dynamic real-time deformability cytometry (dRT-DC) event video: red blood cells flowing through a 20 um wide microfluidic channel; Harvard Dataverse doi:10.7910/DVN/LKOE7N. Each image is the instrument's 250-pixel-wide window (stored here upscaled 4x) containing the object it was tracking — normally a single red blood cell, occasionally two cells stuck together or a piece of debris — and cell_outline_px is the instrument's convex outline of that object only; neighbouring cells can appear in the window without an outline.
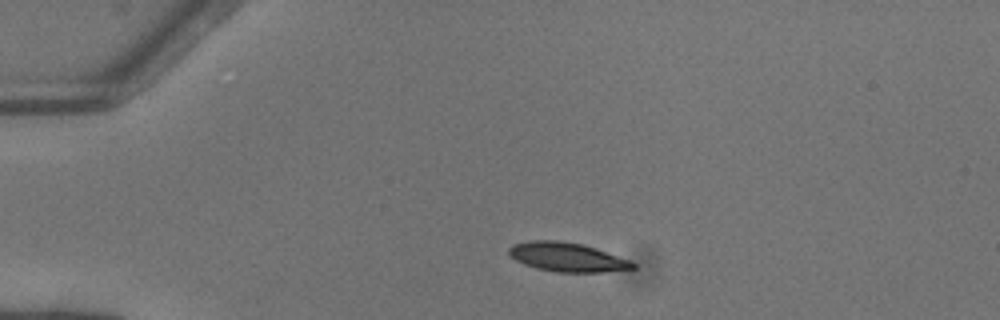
{"species": "common noctule bat (a hibernating species)", "species_latin": "Nyctalus noctula", "temperature_condition": "warm", "stored_images_in_passage": 40, "camera_frame_rate_fps": 3000, "um_per_image_px": 0.085, "animal": {"sex": "female"}, "frame": {"image": 1, "passage_image": 1, "time_ms": 0.0, "image_size_px": [1000, 320], "cell_outline_px": [[636, 268], [604, 272], [556, 272], [536, 268], [524, 264], [508, 256], [508, 248], [512, 244], [532, 240], [556, 240], [580, 244], [596, 248], [632, 260], [636, 264]], "centroid_in_image_um": [48.21, 21.85], "position_along_channel_um": 36.8, "area_um2": 21.15}}
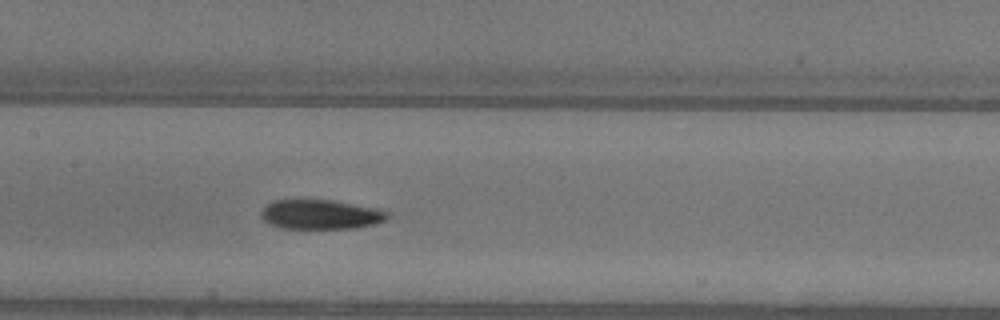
{"frame": {"image": 2, "passage_image": 15, "time_ms": 4.667, "image_size_px": [1000, 320], "cell_outline_px": [[388, 216], [384, 220], [376, 224], [352, 228], [280, 228], [268, 224], [260, 216], [260, 212], [268, 204], [276, 200], [332, 200], [372, 208], [388, 212]], "centroid_in_image_um": [27.19, 18.24], "position_along_channel_um": 180.2, "area_um2": 21.39}}
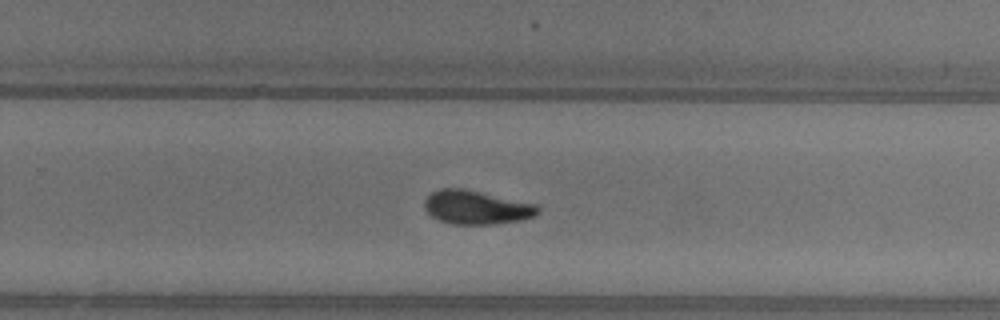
{"frame": {"image": 3, "passage_image": 23, "time_ms": 7.333, "image_size_px": [1000, 320], "cell_outline_px": [[540, 212], [536, 216], [520, 220], [492, 224], [452, 224], [440, 220], [432, 216], [424, 208], [424, 200], [432, 192], [440, 188], [464, 188], [536, 204], [540, 208]], "centroid_in_image_um": [40.5, 17.62], "position_along_channel_um": 289.3, "area_um2": 22.31}, "authors_computed_cell_mechanics": {"area_um2": 21.9929, "velocity_mm_per_s": 4.1106, "shape_relaxation_time_tau1_ms": 5.8555, "shape_relaxation_time_tau2_ms": 3.3216, "deformation_change_tau1": 0.2053, "deformation_change_tau2": 0.0944}}